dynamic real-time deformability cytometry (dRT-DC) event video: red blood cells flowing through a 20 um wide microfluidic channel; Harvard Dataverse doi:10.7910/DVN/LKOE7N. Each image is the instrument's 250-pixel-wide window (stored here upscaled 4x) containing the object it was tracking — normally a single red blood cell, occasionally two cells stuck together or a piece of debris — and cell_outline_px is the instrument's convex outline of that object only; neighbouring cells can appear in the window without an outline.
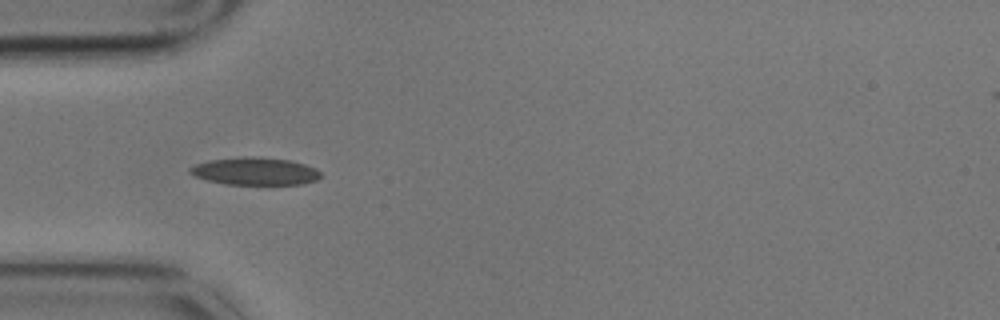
{"species": "common noctule bat (a hibernating species)", "species_latin": "Nyctalus noctula", "temperature_condition": "cold", "stored_images_in_passage": 2, "camera_frame_rate_fps": 3000, "um_per_image_px": 0.085, "animal": {"sex": "male", "body_mass_g": 17.9}, "frame": {"image": 1, "passage_image": 1, "time_ms": 0.0, "image_size_px": [1000, 320], "cell_outline_px": [[324, 176], [316, 180], [304, 184], [224, 184], [208, 180], [196, 176], [188, 172], [188, 168], [196, 164], [208, 160], [244, 156], [256, 156], [288, 160], [304, 164], [316, 168]], "centroid_in_image_um": [21.69, 14.55], "position_along_channel_um": 63.3, "area_um2": 21.1}}